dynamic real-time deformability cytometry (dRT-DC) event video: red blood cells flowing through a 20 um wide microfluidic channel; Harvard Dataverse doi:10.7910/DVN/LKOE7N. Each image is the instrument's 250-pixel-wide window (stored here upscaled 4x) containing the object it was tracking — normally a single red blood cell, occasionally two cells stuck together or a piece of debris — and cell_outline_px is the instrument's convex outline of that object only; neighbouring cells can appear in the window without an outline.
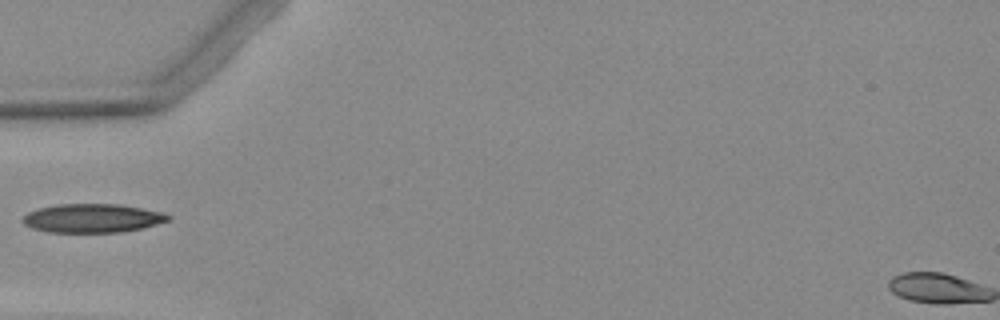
{"species": "Egyptian fruit bat (a non-hibernating species)", "species_latin": "Rousettus aegyptiacus", "temperature_condition": "warm", "stored_images_in_passage": 4, "camera_frame_rate_fps": 3000, "um_per_image_px": 0.085, "animal": {"sex": "female"}, "frame": {"image": 1, "passage_image": 1, "time_ms": 0.0, "image_size_px": [1000, 320], "cell_outline_px": [[172, 216], [168, 220], [156, 224], [140, 228], [120, 232], [48, 232], [32, 228], [24, 224], [20, 220], [28, 212], [40, 208], [60, 204], [120, 204], [164, 212]], "centroid_in_image_um": [7.85, 18.54], "position_along_channel_um": 77.2, "area_um2": 24.28}}